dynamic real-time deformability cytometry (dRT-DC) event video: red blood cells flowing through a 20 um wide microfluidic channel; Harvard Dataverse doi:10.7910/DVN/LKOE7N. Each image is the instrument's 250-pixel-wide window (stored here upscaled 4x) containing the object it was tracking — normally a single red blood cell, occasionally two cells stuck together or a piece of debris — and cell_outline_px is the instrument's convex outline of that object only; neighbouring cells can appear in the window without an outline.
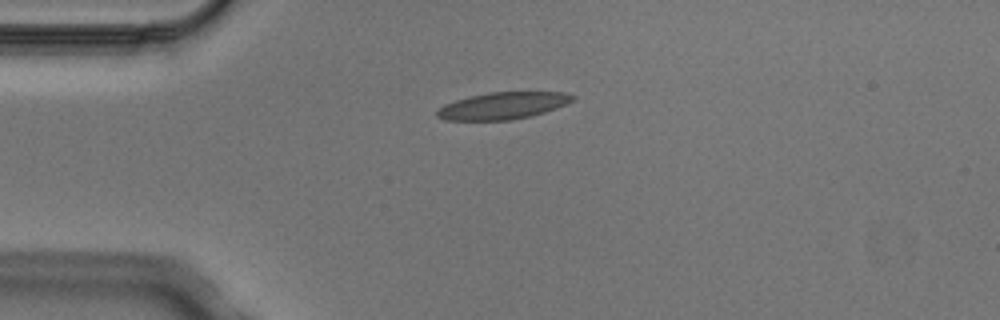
{"species": "Egyptian fruit bat (a non-hibernating species)", "species_latin": "Rousettus aegyptiacus", "temperature_condition": "cold", "stored_images_in_passage": 2, "camera_frame_rate_fps": 3000, "um_per_image_px": 0.085, "animal": {"sex": "male"}, "frame": {"image": 1, "passage_image": 1, "time_ms": 0.0, "image_size_px": [1000, 320], "cell_outline_px": [[576, 96], [572, 100], [556, 108], [532, 116], [512, 120], [444, 120], [436, 116], [436, 112], [444, 104], [468, 96], [488, 92], [564, 92]], "centroid_in_image_um": [42.71, 8.98], "position_along_channel_um": 42.3, "area_um2": 21.27}}